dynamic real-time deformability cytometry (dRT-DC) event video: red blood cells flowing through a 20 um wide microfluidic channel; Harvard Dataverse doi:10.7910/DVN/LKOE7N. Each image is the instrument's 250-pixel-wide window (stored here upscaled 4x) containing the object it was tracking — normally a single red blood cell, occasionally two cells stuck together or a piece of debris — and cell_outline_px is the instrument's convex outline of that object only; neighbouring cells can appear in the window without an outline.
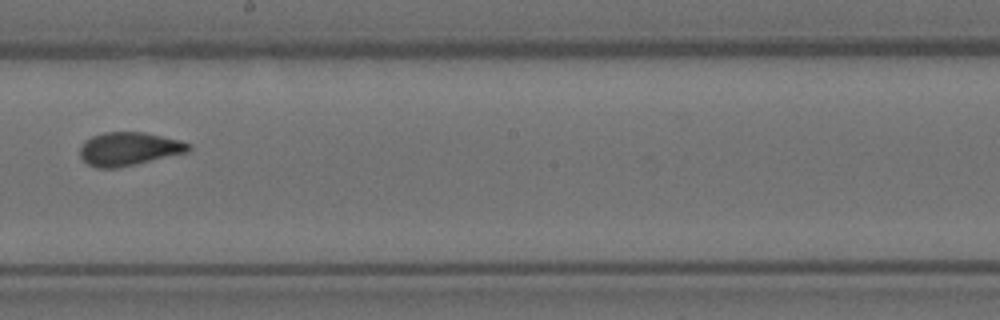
{"species": "Egyptian fruit bat (a non-hibernating species)", "species_latin": "Rousettus aegyptiacus", "temperature_condition": "room temperature", "stored_images_in_passage": 9, "camera_frame_rate_fps": 3000, "um_per_image_px": 0.085, "animal": {"sex": "female"}, "frame": {"image": 1, "passage_image": 9, "time_ms": 2.667, "image_size_px": [1000, 320], "cell_outline_px": [[192, 148], [188, 152], [136, 164], [116, 168], [96, 168], [88, 164], [80, 156], [80, 148], [84, 140], [92, 136], [104, 132], [144, 132], [180, 140], [192, 144]], "centroid_in_image_um": [10.97, 12.65], "position_along_channel_um": 237.2, "area_um2": 21.21}}